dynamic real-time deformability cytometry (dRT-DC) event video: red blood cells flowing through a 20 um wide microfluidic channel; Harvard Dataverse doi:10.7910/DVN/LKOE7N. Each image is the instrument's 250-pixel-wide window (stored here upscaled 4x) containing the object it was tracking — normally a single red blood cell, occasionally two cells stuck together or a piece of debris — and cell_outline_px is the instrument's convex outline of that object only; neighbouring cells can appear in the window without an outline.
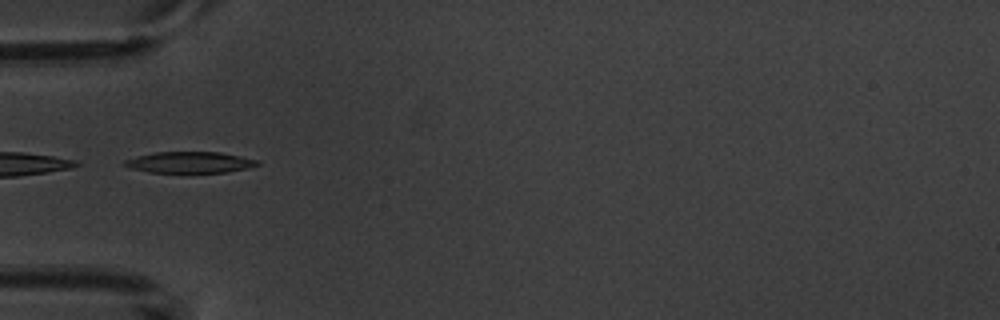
{"species": "common noctule bat (a hibernating species)", "species_latin": "Nyctalus noctula", "temperature_condition": "warm", "stored_images_in_passage": 3, "camera_frame_rate_fps": 3000, "um_per_image_px": 0.085, "animal": {"sex": "male", "body_mass_g": 20.1, "forearm_length_mm": 53.5}, "frame": {"image": 1, "passage_image": 1, "time_ms": 0.0, "image_size_px": [1000, 320], "cell_outline_px": [[260, 164], [248, 168], [228, 172], [148, 172], [132, 168], [120, 164], [124, 160], [136, 156], [156, 152], [220, 152], [240, 156], [256, 160]], "centroid_in_image_um": [16.09, 13.79], "position_along_channel_um": 68.9, "area_um2": 16.3}}
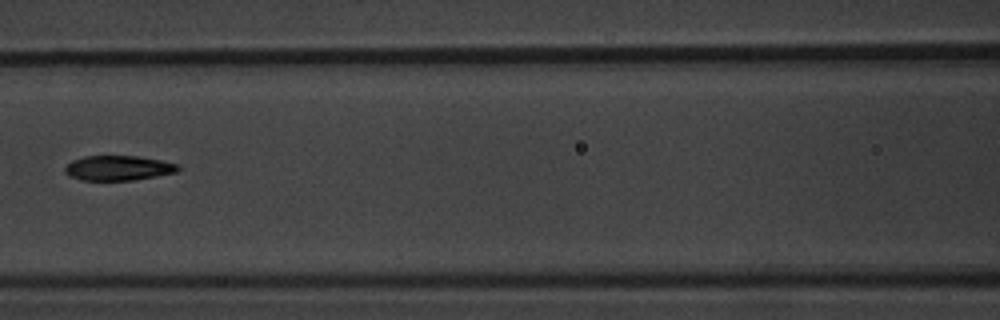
{"frame": {"image": 2, "passage_image": 3, "time_ms": 2.333, "image_size_px": [1000, 320], "cell_outline_px": [[180, 168], [176, 172], [156, 176], [132, 180], [84, 180], [68, 176], [64, 172], [64, 168], [72, 160], [84, 156], [136, 156], [160, 160], [180, 164]], "centroid_in_image_um": [10.04, 14.28], "position_along_channel_um": 156.6, "area_um2": 16.36}}